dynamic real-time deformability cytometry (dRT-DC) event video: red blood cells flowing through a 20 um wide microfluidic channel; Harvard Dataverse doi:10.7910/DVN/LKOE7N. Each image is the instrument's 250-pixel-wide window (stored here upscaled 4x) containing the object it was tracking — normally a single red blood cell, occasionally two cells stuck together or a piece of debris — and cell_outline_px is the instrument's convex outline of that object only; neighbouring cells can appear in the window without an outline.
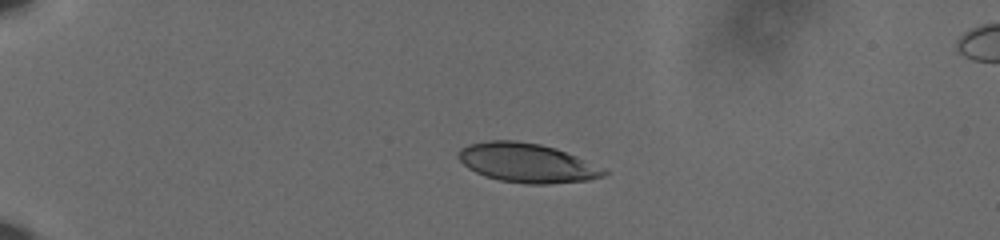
{"species": "human", "species_latin": "Homo sapiens", "temperature_condition": "cold", "stored_images_in_passage": 45, "camera_frame_rate_fps": 3000, "um_per_image_px": 0.085, "donor": {"sex": "male"}, "frame": {"image": 1, "passage_image": 1, "time_ms": 0.0, "image_size_px": [1000, 240], "cell_outline_px": [[608, 172], [604, 176], [588, 180], [548, 184], [528, 184], [500, 180], [484, 176], [468, 168], [456, 156], [456, 152], [460, 148], [468, 144], [488, 140], [516, 140], [540, 144], [556, 148], [576, 156], [604, 168]], "centroid_in_image_um": [44.76, 13.83], "position_along_channel_um": 40.2, "area_um2": 33.35}}
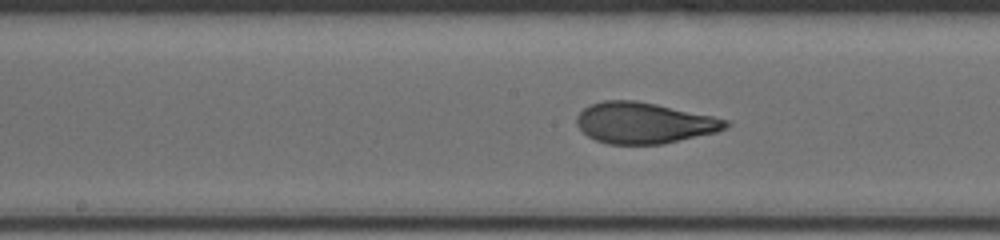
{"frame": {"image": 2, "passage_image": 19, "time_ms": 6.0, "image_size_px": [1000, 240], "cell_outline_px": [[732, 124], [716, 132], [664, 144], [608, 144], [596, 140], [588, 136], [576, 124], [576, 116], [584, 108], [592, 104], [604, 100], [636, 100], [656, 104], [712, 116], [728, 120]], "centroid_in_image_um": [54.74, 10.45], "position_along_channel_um": 193.5, "area_um2": 35.49}}
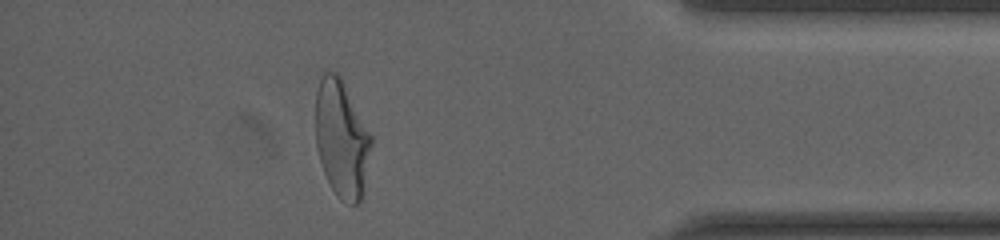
{"frame": {"image": 3, "passage_image": 39, "time_ms": 12.667, "image_size_px": [1000, 240], "cell_outline_px": [[372, 144], [360, 200], [356, 204], [348, 204], [340, 200], [336, 196], [324, 172], [316, 148], [316, 88], [320, 76], [324, 72], [336, 72], [340, 76], [372, 136]], "centroid_in_image_um": [29.02, 11.78], "position_along_channel_um": 406.2, "area_um2": 37.74}, "authors_computed_cell_mechanics": {"area_um2": 35.6626, "velocity_mm_per_s": 3.6178, "shape_relaxation_time_tau1_ms": 5.1445, "shape_relaxation_time_tau2_ms": 0.8703, "deformation_change_tau1": 0.1937, "deformation_change_tau2": 0.0852}}